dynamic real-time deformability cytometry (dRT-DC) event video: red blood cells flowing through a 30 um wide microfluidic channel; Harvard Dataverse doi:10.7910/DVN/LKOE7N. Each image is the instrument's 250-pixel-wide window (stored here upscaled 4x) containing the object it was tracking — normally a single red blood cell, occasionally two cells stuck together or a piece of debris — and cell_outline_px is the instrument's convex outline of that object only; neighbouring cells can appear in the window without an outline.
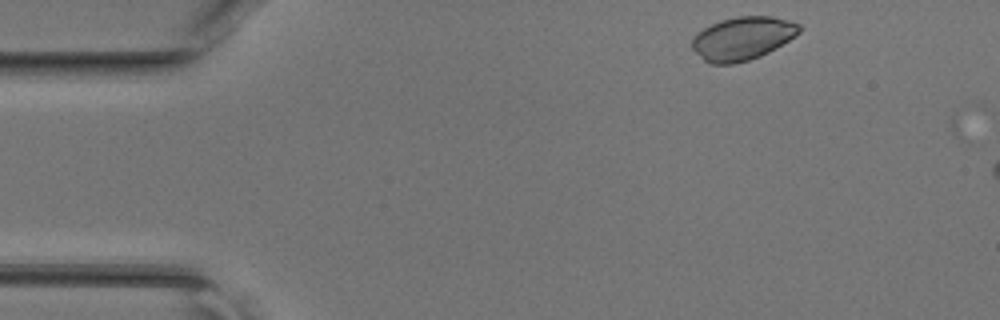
{"species": "common noctule bat (a hibernating species)", "species_latin": "Nyctalus noctula", "temperature_condition": "room temperature", "stored_images_in_passage": 2, "camera_frame_rate_fps": 3000, "um_per_image_px": 0.085, "animal": {"sex": "female", "body_mass_g": 17.0, "forearm_length_mm": 48.0}, "frame": {"image": 1, "passage_image": 1, "time_ms": 0.0, "image_size_px": [1000, 320], "cell_outline_px": [[804, 28], [796, 36], [776, 48], [760, 56], [748, 60], [732, 64], [708, 64], [692, 48], [692, 40], [696, 32], [720, 20], [736, 16], [772, 16], [788, 20], [800, 24]], "centroid_in_image_um": [63.13, 3.25], "position_along_channel_um": 21.9, "area_um2": 27.17}}